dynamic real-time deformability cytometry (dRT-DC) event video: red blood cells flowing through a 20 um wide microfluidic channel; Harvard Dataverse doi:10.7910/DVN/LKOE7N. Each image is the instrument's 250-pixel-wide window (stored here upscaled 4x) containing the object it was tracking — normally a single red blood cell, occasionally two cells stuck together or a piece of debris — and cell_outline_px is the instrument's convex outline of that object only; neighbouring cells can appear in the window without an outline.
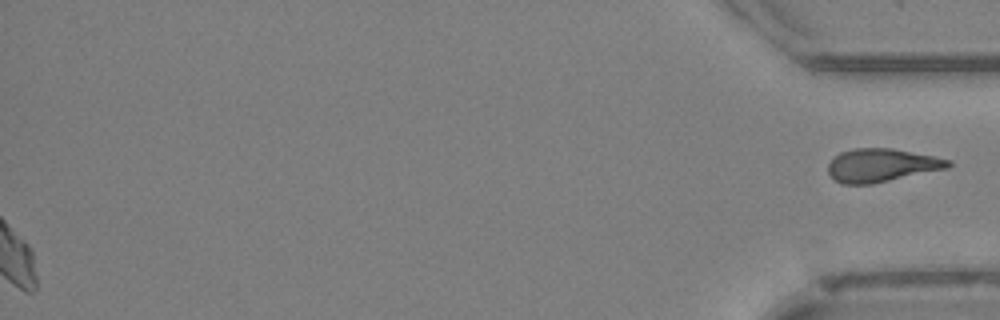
{"species": "Egyptian fruit bat (a non-hibernating species)", "species_latin": "Rousettus aegyptiacus", "temperature_condition": "cold", "stored_images_in_passage": 48, "segment_of_instrument_passage": [2, 2], "camera_frame_rate_fps": 3000, "um_per_image_px": 0.085, "animal": {"sex": "female"}, "frame": {"image": 1, "passage_image": 48, "time_ms": 15.667, "image_size_px": [1000, 320], "cell_outline_px": [[952, 164], [948, 168], [872, 184], [844, 184], [836, 180], [828, 172], [828, 164], [840, 152], [852, 148], [892, 148], [952, 160]], "centroid_in_image_um": [74.94, 14.04], "position_along_channel_um": 360.3, "area_um2": 23.12}}